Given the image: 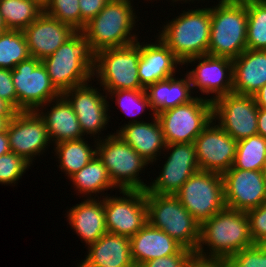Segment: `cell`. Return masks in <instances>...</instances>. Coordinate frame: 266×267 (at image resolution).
I'll use <instances>...</instances> for the list:
<instances>
[{"label":"cell","instance_id":"obj_1","mask_svg":"<svg viewBox=\"0 0 266 267\" xmlns=\"http://www.w3.org/2000/svg\"><path fill=\"white\" fill-rule=\"evenodd\" d=\"M252 245L247 213L225 207L200 225L195 257L225 262L231 255Z\"/></svg>","mask_w":266,"mask_h":267},{"label":"cell","instance_id":"obj_2","mask_svg":"<svg viewBox=\"0 0 266 267\" xmlns=\"http://www.w3.org/2000/svg\"><path fill=\"white\" fill-rule=\"evenodd\" d=\"M41 62L51 83L62 94L68 89L92 81L95 53L83 32L77 31Z\"/></svg>","mask_w":266,"mask_h":267},{"label":"cell","instance_id":"obj_3","mask_svg":"<svg viewBox=\"0 0 266 267\" xmlns=\"http://www.w3.org/2000/svg\"><path fill=\"white\" fill-rule=\"evenodd\" d=\"M134 12L131 0H110L82 31L92 51L96 54L137 42L139 38L132 32L138 18Z\"/></svg>","mask_w":266,"mask_h":267},{"label":"cell","instance_id":"obj_4","mask_svg":"<svg viewBox=\"0 0 266 267\" xmlns=\"http://www.w3.org/2000/svg\"><path fill=\"white\" fill-rule=\"evenodd\" d=\"M211 31L208 54L237 58L247 49L246 0H219L210 7Z\"/></svg>","mask_w":266,"mask_h":267},{"label":"cell","instance_id":"obj_5","mask_svg":"<svg viewBox=\"0 0 266 267\" xmlns=\"http://www.w3.org/2000/svg\"><path fill=\"white\" fill-rule=\"evenodd\" d=\"M168 21L163 24L158 37L182 63L189 58L208 54L211 31L210 8L184 10L179 16Z\"/></svg>","mask_w":266,"mask_h":267},{"label":"cell","instance_id":"obj_6","mask_svg":"<svg viewBox=\"0 0 266 267\" xmlns=\"http://www.w3.org/2000/svg\"><path fill=\"white\" fill-rule=\"evenodd\" d=\"M148 223L166 232L184 248L196 252L200 224L175 195L146 193Z\"/></svg>","mask_w":266,"mask_h":267},{"label":"cell","instance_id":"obj_7","mask_svg":"<svg viewBox=\"0 0 266 267\" xmlns=\"http://www.w3.org/2000/svg\"><path fill=\"white\" fill-rule=\"evenodd\" d=\"M104 138L93 143L96 155L106 167L117 190H146L148 185L138 176L149 162L116 133H110Z\"/></svg>","mask_w":266,"mask_h":267},{"label":"cell","instance_id":"obj_8","mask_svg":"<svg viewBox=\"0 0 266 267\" xmlns=\"http://www.w3.org/2000/svg\"><path fill=\"white\" fill-rule=\"evenodd\" d=\"M140 42L117 48L101 50L95 54L94 78H98L103 91L145 90L138 77Z\"/></svg>","mask_w":266,"mask_h":267},{"label":"cell","instance_id":"obj_9","mask_svg":"<svg viewBox=\"0 0 266 267\" xmlns=\"http://www.w3.org/2000/svg\"><path fill=\"white\" fill-rule=\"evenodd\" d=\"M175 196L200 225L226 207L223 176L217 172L197 171Z\"/></svg>","mask_w":266,"mask_h":267},{"label":"cell","instance_id":"obj_10","mask_svg":"<svg viewBox=\"0 0 266 267\" xmlns=\"http://www.w3.org/2000/svg\"><path fill=\"white\" fill-rule=\"evenodd\" d=\"M166 144L193 143L212 120V102L196 96L189 103L162 111L156 115Z\"/></svg>","mask_w":266,"mask_h":267},{"label":"cell","instance_id":"obj_11","mask_svg":"<svg viewBox=\"0 0 266 267\" xmlns=\"http://www.w3.org/2000/svg\"><path fill=\"white\" fill-rule=\"evenodd\" d=\"M12 80L17 93V112L36 111L61 95L41 60L32 56L12 69Z\"/></svg>","mask_w":266,"mask_h":267},{"label":"cell","instance_id":"obj_12","mask_svg":"<svg viewBox=\"0 0 266 267\" xmlns=\"http://www.w3.org/2000/svg\"><path fill=\"white\" fill-rule=\"evenodd\" d=\"M257 117L251 95L232 92L212 102V119L237 142L258 134Z\"/></svg>","mask_w":266,"mask_h":267},{"label":"cell","instance_id":"obj_13","mask_svg":"<svg viewBox=\"0 0 266 267\" xmlns=\"http://www.w3.org/2000/svg\"><path fill=\"white\" fill-rule=\"evenodd\" d=\"M121 196L104 197L107 232L131 237L147 222L145 190H119ZM125 196V197H124Z\"/></svg>","mask_w":266,"mask_h":267},{"label":"cell","instance_id":"obj_14","mask_svg":"<svg viewBox=\"0 0 266 267\" xmlns=\"http://www.w3.org/2000/svg\"><path fill=\"white\" fill-rule=\"evenodd\" d=\"M164 152L169 156L159 176L147 186L146 193L175 195L188 178L200 170L194 143L166 144Z\"/></svg>","mask_w":266,"mask_h":267},{"label":"cell","instance_id":"obj_15","mask_svg":"<svg viewBox=\"0 0 266 267\" xmlns=\"http://www.w3.org/2000/svg\"><path fill=\"white\" fill-rule=\"evenodd\" d=\"M89 83L86 82L68 89L62 95L71 104L83 135H90L89 137L92 138L93 136L94 140H99L101 139V136L99 137L101 131L106 130V124L108 125V122H110V116L108 115L110 114L108 112L110 102L107 101V95H102L106 94L105 91L101 93L98 87L94 88Z\"/></svg>","mask_w":266,"mask_h":267},{"label":"cell","instance_id":"obj_16","mask_svg":"<svg viewBox=\"0 0 266 267\" xmlns=\"http://www.w3.org/2000/svg\"><path fill=\"white\" fill-rule=\"evenodd\" d=\"M7 134L11 152L30 164L33 163V157L43 154L51 143L44 120L33 110L16 112L9 123Z\"/></svg>","mask_w":266,"mask_h":267},{"label":"cell","instance_id":"obj_17","mask_svg":"<svg viewBox=\"0 0 266 267\" xmlns=\"http://www.w3.org/2000/svg\"><path fill=\"white\" fill-rule=\"evenodd\" d=\"M198 62L194 69L187 71L193 88H199L203 95H213L211 102L217 98L232 93L233 90V60L226 57L205 54L187 59L183 65Z\"/></svg>","mask_w":266,"mask_h":267},{"label":"cell","instance_id":"obj_18","mask_svg":"<svg viewBox=\"0 0 266 267\" xmlns=\"http://www.w3.org/2000/svg\"><path fill=\"white\" fill-rule=\"evenodd\" d=\"M193 143L200 170L223 174L233 166L237 141L213 119Z\"/></svg>","mask_w":266,"mask_h":267},{"label":"cell","instance_id":"obj_19","mask_svg":"<svg viewBox=\"0 0 266 267\" xmlns=\"http://www.w3.org/2000/svg\"><path fill=\"white\" fill-rule=\"evenodd\" d=\"M222 176L227 208L247 212L266 201V181L262 171L231 167Z\"/></svg>","mask_w":266,"mask_h":267},{"label":"cell","instance_id":"obj_20","mask_svg":"<svg viewBox=\"0 0 266 267\" xmlns=\"http://www.w3.org/2000/svg\"><path fill=\"white\" fill-rule=\"evenodd\" d=\"M23 32L30 55L42 61L77 31L43 12Z\"/></svg>","mask_w":266,"mask_h":267},{"label":"cell","instance_id":"obj_21","mask_svg":"<svg viewBox=\"0 0 266 267\" xmlns=\"http://www.w3.org/2000/svg\"><path fill=\"white\" fill-rule=\"evenodd\" d=\"M140 44L138 77L144 89L157 81L175 76L177 66H183V63L158 36L154 43Z\"/></svg>","mask_w":266,"mask_h":267},{"label":"cell","instance_id":"obj_22","mask_svg":"<svg viewBox=\"0 0 266 267\" xmlns=\"http://www.w3.org/2000/svg\"><path fill=\"white\" fill-rule=\"evenodd\" d=\"M131 256L136 267L160 257L179 254L184 247L166 232L148 222L130 237Z\"/></svg>","mask_w":266,"mask_h":267},{"label":"cell","instance_id":"obj_23","mask_svg":"<svg viewBox=\"0 0 266 267\" xmlns=\"http://www.w3.org/2000/svg\"><path fill=\"white\" fill-rule=\"evenodd\" d=\"M49 106L50 108L48 110L46 107ZM36 111L44 120L50 141L51 143L53 142V145L62 141L77 140L84 137L71 104L62 94L40 106Z\"/></svg>","mask_w":266,"mask_h":267},{"label":"cell","instance_id":"obj_24","mask_svg":"<svg viewBox=\"0 0 266 267\" xmlns=\"http://www.w3.org/2000/svg\"><path fill=\"white\" fill-rule=\"evenodd\" d=\"M87 248V255L80 262L84 267H136L128 236L107 232Z\"/></svg>","mask_w":266,"mask_h":267},{"label":"cell","instance_id":"obj_25","mask_svg":"<svg viewBox=\"0 0 266 267\" xmlns=\"http://www.w3.org/2000/svg\"><path fill=\"white\" fill-rule=\"evenodd\" d=\"M152 116V122L126 124L115 132L150 164L162 156L166 146L161 124L156 115Z\"/></svg>","mask_w":266,"mask_h":267},{"label":"cell","instance_id":"obj_26","mask_svg":"<svg viewBox=\"0 0 266 267\" xmlns=\"http://www.w3.org/2000/svg\"><path fill=\"white\" fill-rule=\"evenodd\" d=\"M84 198L80 204H76L67 211V220L77 236L87 246L95 243L107 233L105 227L104 198Z\"/></svg>","mask_w":266,"mask_h":267},{"label":"cell","instance_id":"obj_27","mask_svg":"<svg viewBox=\"0 0 266 267\" xmlns=\"http://www.w3.org/2000/svg\"><path fill=\"white\" fill-rule=\"evenodd\" d=\"M266 84V50L246 49L233 59V93L253 96Z\"/></svg>","mask_w":266,"mask_h":267},{"label":"cell","instance_id":"obj_28","mask_svg":"<svg viewBox=\"0 0 266 267\" xmlns=\"http://www.w3.org/2000/svg\"><path fill=\"white\" fill-rule=\"evenodd\" d=\"M183 77L173 76L157 81L145 89L153 112L151 114L157 115L164 110L189 103L196 97L191 95L194 92L189 76L185 74Z\"/></svg>","mask_w":266,"mask_h":267},{"label":"cell","instance_id":"obj_29","mask_svg":"<svg viewBox=\"0 0 266 267\" xmlns=\"http://www.w3.org/2000/svg\"><path fill=\"white\" fill-rule=\"evenodd\" d=\"M77 193L86 196V198H95L108 189L116 188L107 172L102 161L95 155L91 161L86 164L80 171L70 177ZM95 194L94 197H92ZM88 195V197H87ZM90 195V196H89Z\"/></svg>","mask_w":266,"mask_h":267},{"label":"cell","instance_id":"obj_30","mask_svg":"<svg viewBox=\"0 0 266 267\" xmlns=\"http://www.w3.org/2000/svg\"><path fill=\"white\" fill-rule=\"evenodd\" d=\"M85 139L62 141L53 148L60 164L58 168L65 172L68 179L96 155V148L93 149Z\"/></svg>","mask_w":266,"mask_h":267},{"label":"cell","instance_id":"obj_31","mask_svg":"<svg viewBox=\"0 0 266 267\" xmlns=\"http://www.w3.org/2000/svg\"><path fill=\"white\" fill-rule=\"evenodd\" d=\"M44 12L35 0H0V14L6 29L23 31Z\"/></svg>","mask_w":266,"mask_h":267},{"label":"cell","instance_id":"obj_32","mask_svg":"<svg viewBox=\"0 0 266 267\" xmlns=\"http://www.w3.org/2000/svg\"><path fill=\"white\" fill-rule=\"evenodd\" d=\"M266 162V139L261 135L251 136L237 142L233 168L262 171Z\"/></svg>","mask_w":266,"mask_h":267},{"label":"cell","instance_id":"obj_33","mask_svg":"<svg viewBox=\"0 0 266 267\" xmlns=\"http://www.w3.org/2000/svg\"><path fill=\"white\" fill-rule=\"evenodd\" d=\"M23 31L7 29L0 35V68L14 67L30 57Z\"/></svg>","mask_w":266,"mask_h":267},{"label":"cell","instance_id":"obj_34","mask_svg":"<svg viewBox=\"0 0 266 267\" xmlns=\"http://www.w3.org/2000/svg\"><path fill=\"white\" fill-rule=\"evenodd\" d=\"M247 49L266 50V0H246Z\"/></svg>","mask_w":266,"mask_h":267},{"label":"cell","instance_id":"obj_35","mask_svg":"<svg viewBox=\"0 0 266 267\" xmlns=\"http://www.w3.org/2000/svg\"><path fill=\"white\" fill-rule=\"evenodd\" d=\"M106 95H109L107 96L109 98L111 96V101L116 99L115 102L118 107L121 108L122 112L124 111V113L131 118L134 117V119L129 120L127 124L143 122V119L142 121H137L135 116L137 117V115L139 116V114H142L144 110H146V107L151 110L150 102L145 90L124 89L111 91L110 93H106Z\"/></svg>","mask_w":266,"mask_h":267},{"label":"cell","instance_id":"obj_36","mask_svg":"<svg viewBox=\"0 0 266 267\" xmlns=\"http://www.w3.org/2000/svg\"><path fill=\"white\" fill-rule=\"evenodd\" d=\"M44 12L75 31H81L79 0H49L44 6Z\"/></svg>","mask_w":266,"mask_h":267},{"label":"cell","instance_id":"obj_37","mask_svg":"<svg viewBox=\"0 0 266 267\" xmlns=\"http://www.w3.org/2000/svg\"><path fill=\"white\" fill-rule=\"evenodd\" d=\"M31 166L23 157L13 152L0 156V184L13 185L21 179L23 173Z\"/></svg>","mask_w":266,"mask_h":267},{"label":"cell","instance_id":"obj_38","mask_svg":"<svg viewBox=\"0 0 266 267\" xmlns=\"http://www.w3.org/2000/svg\"><path fill=\"white\" fill-rule=\"evenodd\" d=\"M225 267H266V245L254 244L231 255Z\"/></svg>","mask_w":266,"mask_h":267},{"label":"cell","instance_id":"obj_39","mask_svg":"<svg viewBox=\"0 0 266 267\" xmlns=\"http://www.w3.org/2000/svg\"><path fill=\"white\" fill-rule=\"evenodd\" d=\"M254 244L266 245V201L246 212Z\"/></svg>","mask_w":266,"mask_h":267},{"label":"cell","instance_id":"obj_40","mask_svg":"<svg viewBox=\"0 0 266 267\" xmlns=\"http://www.w3.org/2000/svg\"><path fill=\"white\" fill-rule=\"evenodd\" d=\"M195 258V252L184 248L179 254L149 260L139 267H187Z\"/></svg>","mask_w":266,"mask_h":267},{"label":"cell","instance_id":"obj_41","mask_svg":"<svg viewBox=\"0 0 266 267\" xmlns=\"http://www.w3.org/2000/svg\"><path fill=\"white\" fill-rule=\"evenodd\" d=\"M0 98L17 112V93L12 80V70L0 68Z\"/></svg>","mask_w":266,"mask_h":267},{"label":"cell","instance_id":"obj_42","mask_svg":"<svg viewBox=\"0 0 266 267\" xmlns=\"http://www.w3.org/2000/svg\"><path fill=\"white\" fill-rule=\"evenodd\" d=\"M110 0H79L81 13V31L92 18H94Z\"/></svg>","mask_w":266,"mask_h":267},{"label":"cell","instance_id":"obj_43","mask_svg":"<svg viewBox=\"0 0 266 267\" xmlns=\"http://www.w3.org/2000/svg\"><path fill=\"white\" fill-rule=\"evenodd\" d=\"M187 267H225L224 262L194 258Z\"/></svg>","mask_w":266,"mask_h":267},{"label":"cell","instance_id":"obj_44","mask_svg":"<svg viewBox=\"0 0 266 267\" xmlns=\"http://www.w3.org/2000/svg\"><path fill=\"white\" fill-rule=\"evenodd\" d=\"M257 130L258 135L266 139V109L264 108H258Z\"/></svg>","mask_w":266,"mask_h":267},{"label":"cell","instance_id":"obj_45","mask_svg":"<svg viewBox=\"0 0 266 267\" xmlns=\"http://www.w3.org/2000/svg\"><path fill=\"white\" fill-rule=\"evenodd\" d=\"M253 98L258 108L266 109V84L253 95Z\"/></svg>","mask_w":266,"mask_h":267},{"label":"cell","instance_id":"obj_46","mask_svg":"<svg viewBox=\"0 0 266 267\" xmlns=\"http://www.w3.org/2000/svg\"><path fill=\"white\" fill-rule=\"evenodd\" d=\"M8 152H11V150L9 146V137L6 131L3 133H0V156Z\"/></svg>","mask_w":266,"mask_h":267},{"label":"cell","instance_id":"obj_47","mask_svg":"<svg viewBox=\"0 0 266 267\" xmlns=\"http://www.w3.org/2000/svg\"><path fill=\"white\" fill-rule=\"evenodd\" d=\"M15 113L16 111L0 98V116H13Z\"/></svg>","mask_w":266,"mask_h":267},{"label":"cell","instance_id":"obj_48","mask_svg":"<svg viewBox=\"0 0 266 267\" xmlns=\"http://www.w3.org/2000/svg\"><path fill=\"white\" fill-rule=\"evenodd\" d=\"M13 116H0V133L6 132Z\"/></svg>","mask_w":266,"mask_h":267},{"label":"cell","instance_id":"obj_49","mask_svg":"<svg viewBox=\"0 0 266 267\" xmlns=\"http://www.w3.org/2000/svg\"><path fill=\"white\" fill-rule=\"evenodd\" d=\"M35 1H37L43 7L49 2V0H35Z\"/></svg>","mask_w":266,"mask_h":267},{"label":"cell","instance_id":"obj_50","mask_svg":"<svg viewBox=\"0 0 266 267\" xmlns=\"http://www.w3.org/2000/svg\"><path fill=\"white\" fill-rule=\"evenodd\" d=\"M262 173H263V177H264V179L266 181V162H265V164L263 166Z\"/></svg>","mask_w":266,"mask_h":267},{"label":"cell","instance_id":"obj_51","mask_svg":"<svg viewBox=\"0 0 266 267\" xmlns=\"http://www.w3.org/2000/svg\"><path fill=\"white\" fill-rule=\"evenodd\" d=\"M0 28H6V26L4 25L1 14H0Z\"/></svg>","mask_w":266,"mask_h":267},{"label":"cell","instance_id":"obj_52","mask_svg":"<svg viewBox=\"0 0 266 267\" xmlns=\"http://www.w3.org/2000/svg\"><path fill=\"white\" fill-rule=\"evenodd\" d=\"M177 1H183L184 3L185 2H191L192 1V3L195 1V0H172V2L174 3V2H177ZM199 1V0H198Z\"/></svg>","mask_w":266,"mask_h":267},{"label":"cell","instance_id":"obj_53","mask_svg":"<svg viewBox=\"0 0 266 267\" xmlns=\"http://www.w3.org/2000/svg\"><path fill=\"white\" fill-rule=\"evenodd\" d=\"M7 30L6 28H0V35L3 31Z\"/></svg>","mask_w":266,"mask_h":267},{"label":"cell","instance_id":"obj_54","mask_svg":"<svg viewBox=\"0 0 266 267\" xmlns=\"http://www.w3.org/2000/svg\"><path fill=\"white\" fill-rule=\"evenodd\" d=\"M77 267H84V266L81 263H79Z\"/></svg>","mask_w":266,"mask_h":267}]
</instances>
